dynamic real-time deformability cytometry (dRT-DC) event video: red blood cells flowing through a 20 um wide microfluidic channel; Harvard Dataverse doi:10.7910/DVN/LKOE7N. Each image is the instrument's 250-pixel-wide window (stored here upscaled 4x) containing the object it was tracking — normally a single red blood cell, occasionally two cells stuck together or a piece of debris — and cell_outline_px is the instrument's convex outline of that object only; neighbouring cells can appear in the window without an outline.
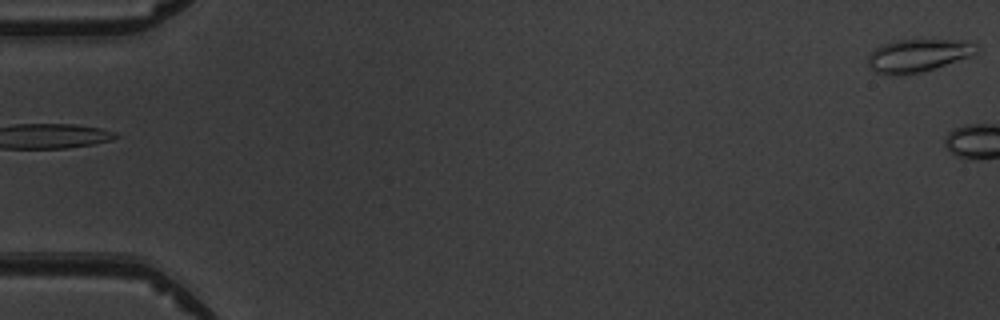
{"species": "common noctule bat (a hibernating species)", "species_latin": "Nyctalus noctula", "temperature_condition": "warm", "stored_images_in_passage": 2, "camera_frame_rate_fps": 3000, "um_per_image_px": 0.085, "animal": {"sex": "male", "body_mass_g": 19.5, "forearm_length_mm": 54.6}, "frame": {"image": 1, "passage_image": 2, "time_ms": 1.0, "image_size_px": [1000, 320], "cell_outline_px": [[980, 48], [972, 56], [920, 72], [904, 76], [888, 76], [876, 72], [868, 68], [868, 56], [876, 48], [884, 44], [896, 40], [964, 40], [976, 44]], "centroid_in_image_um": [78.01, 4.73], "position_along_channel_um": 7.0, "area_um2": 20.92}}